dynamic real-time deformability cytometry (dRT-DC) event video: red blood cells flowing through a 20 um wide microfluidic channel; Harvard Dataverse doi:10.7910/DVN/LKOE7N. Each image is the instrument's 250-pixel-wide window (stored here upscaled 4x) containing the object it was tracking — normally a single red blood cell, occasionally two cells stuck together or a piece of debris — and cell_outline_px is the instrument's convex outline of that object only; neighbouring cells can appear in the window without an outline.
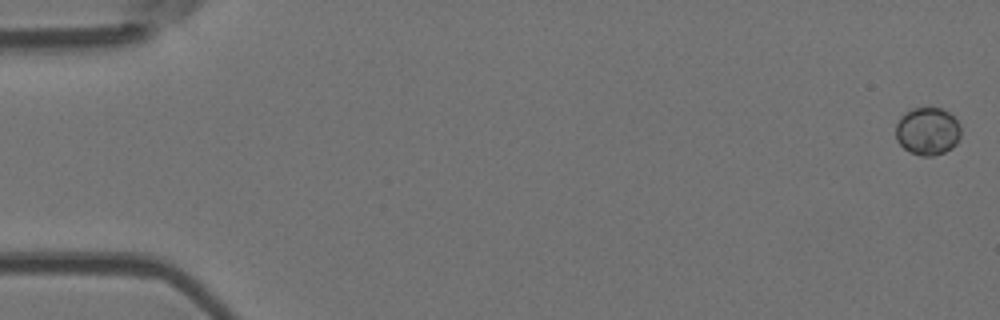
{"species": "Egyptian fruit bat (a non-hibernating species)", "species_latin": "Rousettus aegyptiacus", "temperature_condition": "room temperature", "stored_images_in_passage": 7, "camera_frame_rate_fps": 3000, "um_per_image_px": 0.085, "animal": {"sex": "female"}, "frame": {"image": 1, "passage_image": 1, "time_ms": 0.0, "image_size_px": [1000, 320], "cell_outline_px": [[960, 136], [956, 144], [952, 148], [944, 152], [932, 156], [920, 156], [908, 152], [896, 140], [896, 124], [900, 116], [912, 108], [940, 108], [948, 112], [960, 124]], "centroid_in_image_um": [78.83, 11.17], "position_along_channel_um": 6.2, "area_um2": 18.21}}
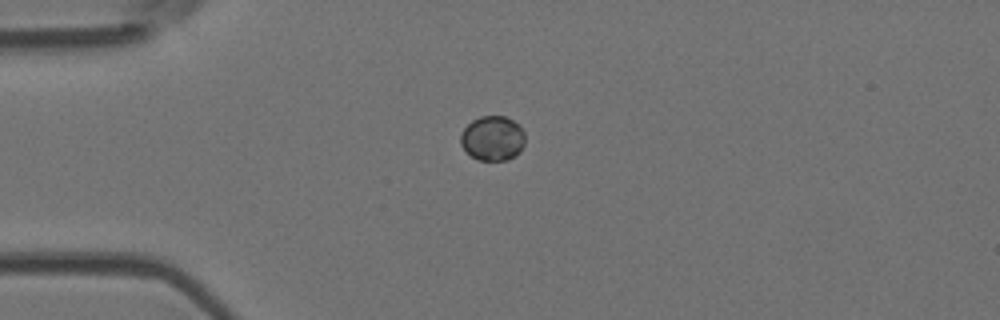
{"frame": {"image": 2, "passage_image": 5, "time_ms": 4.333, "image_size_px": [1000, 320], "cell_outline_px": [[524, 144], [520, 152], [516, 156], [508, 160], [476, 160], [460, 144], [460, 132], [472, 120], [480, 116], [504, 116], [512, 120], [524, 132]], "centroid_in_image_um": [41.86, 11.76], "position_along_channel_um": 43.1, "area_um2": 16.82}}
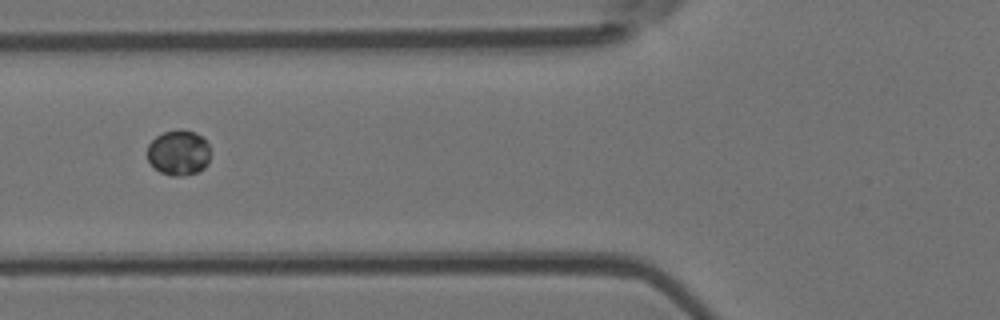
{"frame": {"image": 3, "passage_image": 7, "time_ms": 6.667, "image_size_px": [1000, 320], "cell_outline_px": [[212, 152], [208, 164], [204, 168], [196, 172], [184, 176], [172, 176], [160, 172], [148, 160], [148, 144], [156, 136], [164, 132], [180, 128], [196, 132], [208, 144]], "centroid_in_image_um": [15.22, 12.97], "position_along_channel_um": 110.6, "area_um2": 16.88}}